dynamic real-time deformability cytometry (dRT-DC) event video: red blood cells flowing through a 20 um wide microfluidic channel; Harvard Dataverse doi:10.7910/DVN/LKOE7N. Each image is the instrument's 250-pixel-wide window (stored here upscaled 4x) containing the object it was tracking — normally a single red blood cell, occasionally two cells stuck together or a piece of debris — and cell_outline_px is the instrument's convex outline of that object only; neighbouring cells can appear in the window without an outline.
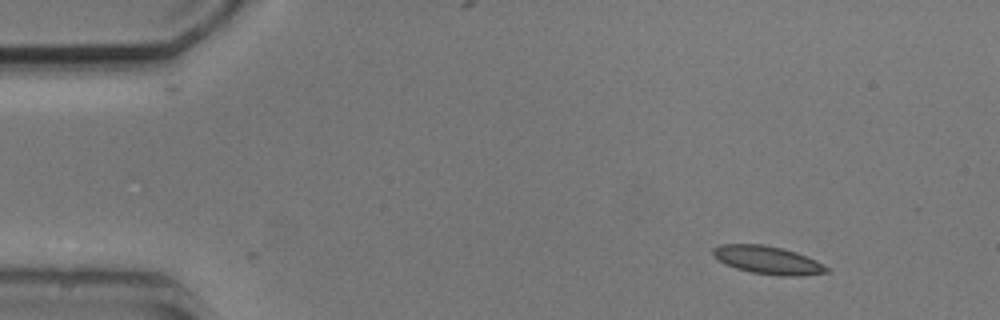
{"species": "common noctule bat (a hibernating species)", "species_latin": "Nyctalus noctula", "temperature_condition": "cold", "stored_images_in_passage": 7, "camera_frame_rate_fps": 3000, "um_per_image_px": 0.085, "animal": {"sex": "male", "body_mass_g": 20.5, "forearm_length_mm": 52.5}, "frame": {"image": 1, "passage_image": 1, "time_ms": 0.0, "image_size_px": [1000, 320], "cell_outline_px": [[828, 272], [800, 276], [780, 276], [752, 272], [736, 268], [724, 264], [712, 252], [712, 248], [720, 244], [764, 244], [796, 252], [816, 260], [828, 268]], "centroid_in_image_um": [65.25, 22.1], "position_along_channel_um": 19.8, "area_um2": 18.38}}
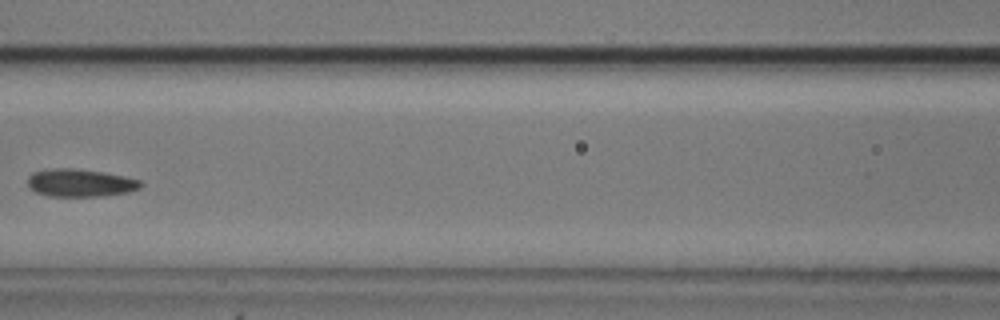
{"frame": {"image": 2, "passage_image": 6, "time_ms": 6.0, "image_size_px": [1000, 320], "cell_outline_px": [[144, 184], [140, 188], [128, 192], [104, 196], [48, 196], [36, 192], [28, 188], [28, 176], [32, 172], [48, 168], [72, 168], [104, 172], [140, 180]], "centroid_in_image_um": [6.79, 15.54], "position_along_channel_um": 159.8, "area_um2": 18.44}}